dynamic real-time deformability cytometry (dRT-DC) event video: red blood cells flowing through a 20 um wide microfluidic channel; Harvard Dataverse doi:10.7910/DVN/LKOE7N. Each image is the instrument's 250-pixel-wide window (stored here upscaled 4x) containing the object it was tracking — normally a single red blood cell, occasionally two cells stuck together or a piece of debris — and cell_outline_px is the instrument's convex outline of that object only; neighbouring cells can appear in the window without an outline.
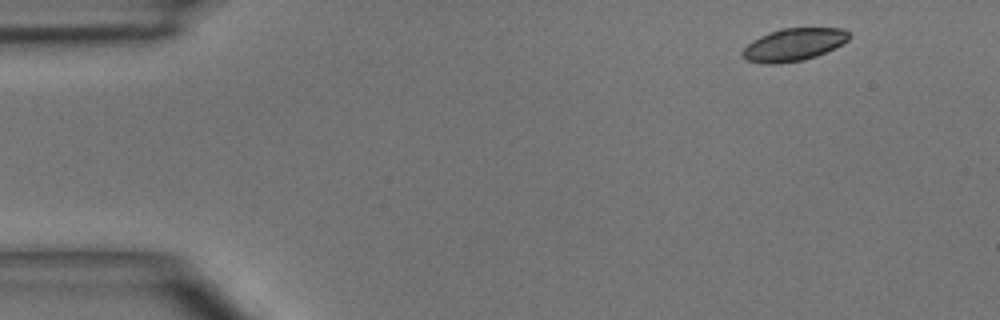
{"species": "common noctule bat (a hibernating species)", "species_latin": "Nyctalus noctula", "temperature_condition": "room temperature", "stored_images_in_passage": 4, "camera_frame_rate_fps": 3000, "um_per_image_px": 0.085, "animal": {"sex": "male", "body_mass_g": 15.6}, "frame": {"image": 1, "passage_image": 1, "time_ms": 0.0, "image_size_px": [1000, 320], "cell_outline_px": [[848, 40], [844, 44], [816, 56], [804, 60], [776, 64], [764, 64], [744, 60], [740, 52], [752, 40], [768, 32], [780, 28], [844, 28], [848, 32]], "centroid_in_image_um": [67.43, 3.8], "position_along_channel_um": 17.6, "area_um2": 20.46}}